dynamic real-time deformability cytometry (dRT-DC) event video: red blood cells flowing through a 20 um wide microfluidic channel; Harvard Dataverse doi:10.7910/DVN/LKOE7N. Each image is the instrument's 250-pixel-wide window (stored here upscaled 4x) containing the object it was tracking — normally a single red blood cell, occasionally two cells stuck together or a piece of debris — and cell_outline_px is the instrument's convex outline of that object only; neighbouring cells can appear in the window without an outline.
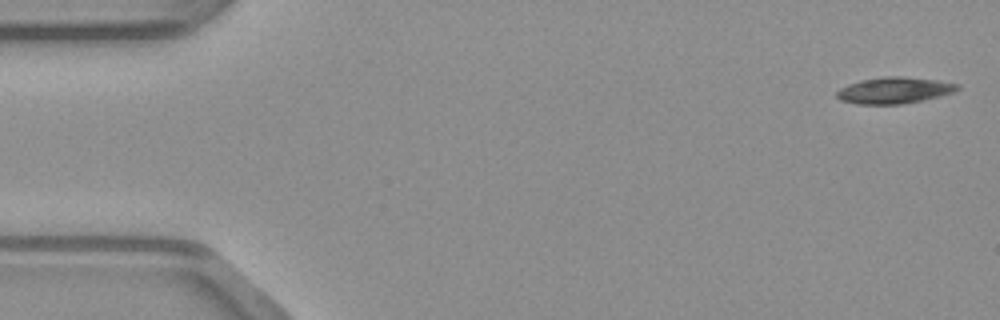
{"species": "common noctule bat (a hibernating species)", "species_latin": "Nyctalus noctula", "temperature_condition": "warm", "stored_images_in_passage": 48, "camera_frame_rate_fps": 3000, "um_per_image_px": 0.085, "animal": {"sex": "male", "body_mass_g": 23.1, "forearm_length_mm": 52.7}, "frame": {"image": 1, "passage_image": 1, "time_ms": 0.0, "image_size_px": [1000, 320], "cell_outline_px": [[960, 88], [952, 92], [920, 100], [900, 104], [856, 104], [840, 100], [836, 96], [836, 92], [840, 88], [848, 84], [860, 80], [884, 76], [904, 76], [936, 80], [960, 84]], "centroid_in_image_um": [75.96, 7.66], "position_along_channel_um": 9.0, "area_um2": 18.38}}
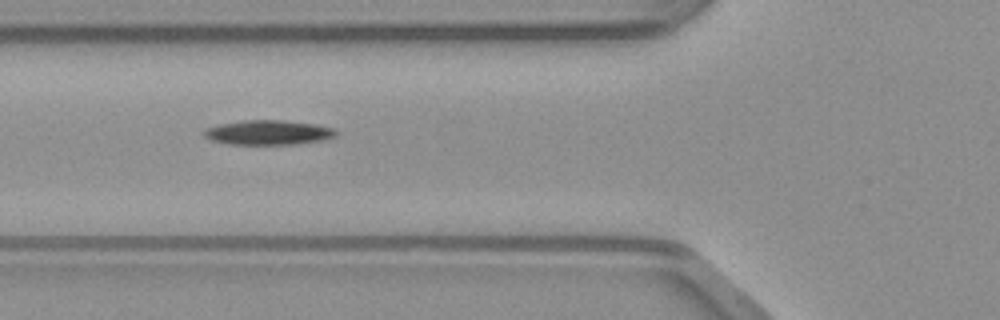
{"frame": {"image": 2, "passage_image": 17, "time_ms": 5.333, "image_size_px": [1000, 320], "cell_outline_px": [[336, 136], [324, 140], [296, 144], [228, 144], [208, 140], [200, 132], [204, 128], [220, 124], [244, 120], [284, 120], [316, 124], [336, 128]], "centroid_in_image_um": [22.77, 11.26], "position_along_channel_um": 103.0, "area_um2": 19.25}}
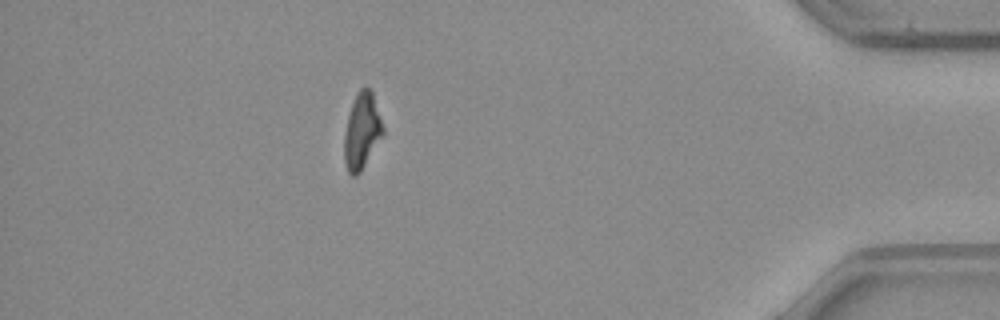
{"frame": {"image": 3, "passage_image": 42, "time_ms": 13.667, "image_size_px": [1000, 320], "cell_outline_px": [[384, 136], [360, 172], [356, 176], [352, 176], [348, 172], [344, 160], [344, 132], [348, 116], [352, 104], [360, 88], [368, 88], [372, 92], [384, 128]], "centroid_in_image_um": [30.77, 11.19], "position_along_channel_um": 404.4, "area_um2": 17.11}}